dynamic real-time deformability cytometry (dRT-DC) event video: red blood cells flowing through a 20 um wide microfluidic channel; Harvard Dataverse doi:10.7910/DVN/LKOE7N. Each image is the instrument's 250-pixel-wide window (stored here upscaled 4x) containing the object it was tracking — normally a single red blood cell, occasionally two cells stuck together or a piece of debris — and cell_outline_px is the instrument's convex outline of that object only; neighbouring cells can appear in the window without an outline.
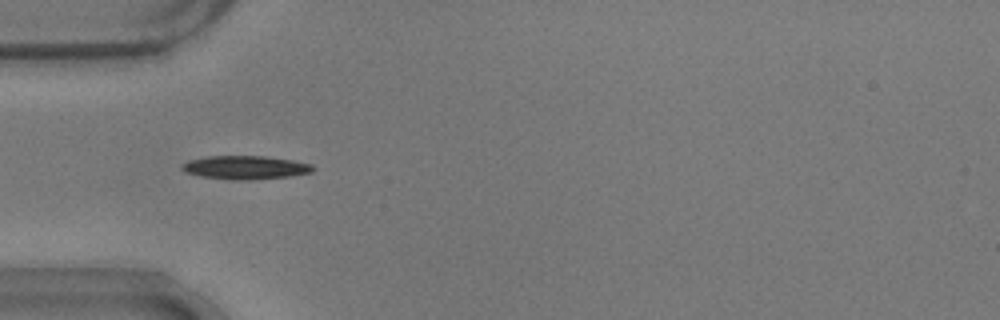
{"species": "common noctule bat (a hibernating species)", "species_latin": "Nyctalus noctula", "temperature_condition": "warm", "stored_images_in_passage": 40, "camera_frame_rate_fps": 3000, "um_per_image_px": 0.085, "animal": {"sex": "male", "body_mass_g": 17.9}, "frame": {"image": 1, "passage_image": 3, "time_ms": 0.667, "image_size_px": [1000, 320], "cell_outline_px": [[316, 168], [312, 172], [288, 176], [252, 180], [236, 180], [200, 176], [184, 172], [180, 168], [180, 164], [188, 160], [208, 156], [264, 156], [292, 160], [312, 164]], "centroid_in_image_um": [20.82, 14.23], "position_along_channel_um": 64.2, "area_um2": 18.03}}
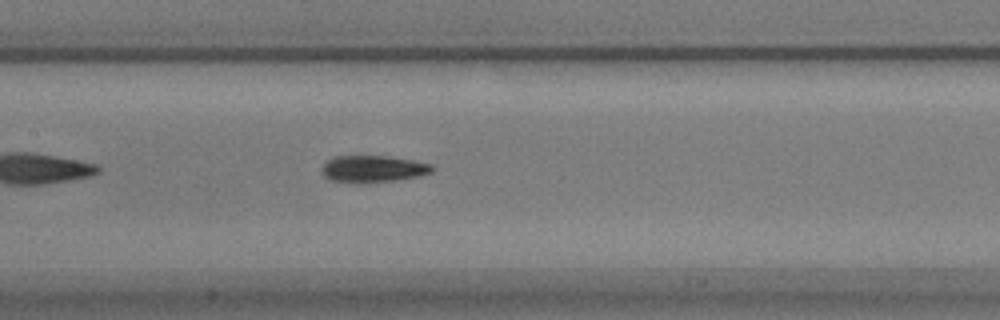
{"frame": {"image": 2, "passage_image": 12, "time_ms": 3.667, "image_size_px": [1000, 320], "cell_outline_px": [[432, 172], [420, 176], [396, 180], [328, 180], [320, 172], [320, 168], [324, 160], [332, 156], [388, 156], [412, 160], [432, 164]], "centroid_in_image_um": [31.66, 14.3], "position_along_channel_um": 175.7, "area_um2": 16.76}}
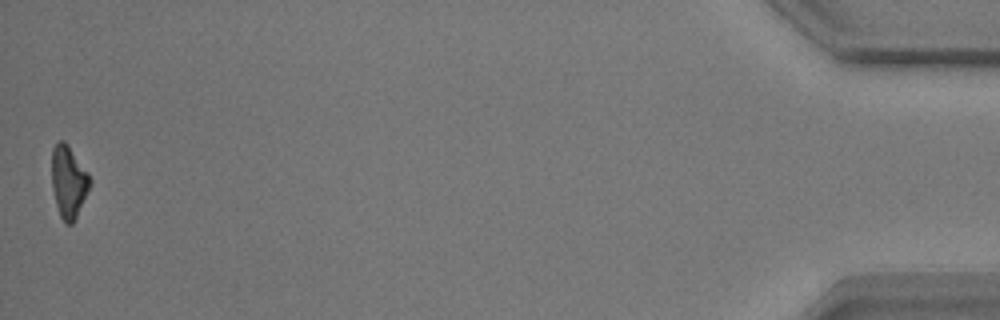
{"frame": {"image": 3, "passage_image": 40, "time_ms": 13.0, "image_size_px": [1000, 320], "cell_outline_px": [[92, 180], [88, 192], [72, 224], [64, 224], [60, 216], [56, 204], [52, 188], [52, 148], [60, 140], [64, 140], [68, 144], [88, 172]], "centroid_in_image_um": [5.83, 15.44], "position_along_channel_um": 429.4, "area_um2": 16.07}, "authors_computed_cell_mechanics": {"area_um2": 16.7909, "velocity_mm_per_s": 3.727, "shape_relaxation_time_tau1_ms": 4.2089, "shape_relaxation_time_tau2_ms": 4.821, "deformation_change_tau1": 0.2038, "deformation_change_tau2": 0.1289}}